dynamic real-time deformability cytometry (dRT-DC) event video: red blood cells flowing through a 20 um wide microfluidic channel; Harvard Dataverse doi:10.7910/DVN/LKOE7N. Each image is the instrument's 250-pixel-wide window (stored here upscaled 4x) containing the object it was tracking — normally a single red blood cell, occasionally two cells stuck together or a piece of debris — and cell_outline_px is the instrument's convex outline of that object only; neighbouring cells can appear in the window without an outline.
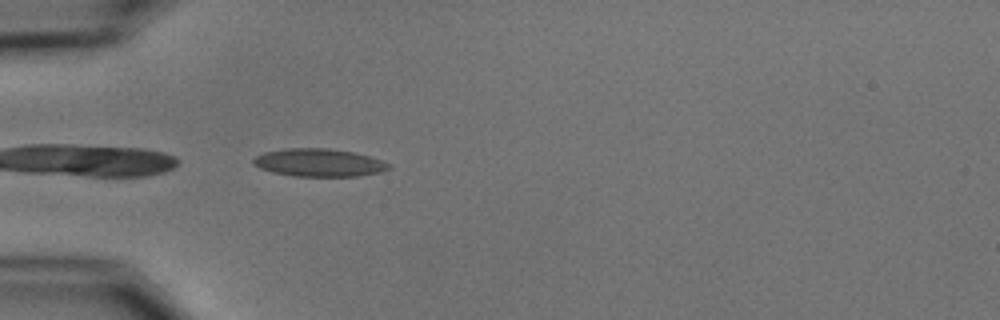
{"species": "common noctule bat (a hibernating species)", "species_latin": "Nyctalus noctula", "temperature_condition": "cold", "stored_images_in_passage": 5, "camera_frame_rate_fps": 3000, "um_per_image_px": 0.085, "animal": {"sex": "male", "body_mass_g": 15.6}, "frame": {"image": 1, "passage_image": 5, "time_ms": 5.0, "image_size_px": [1000, 320], "cell_outline_px": [[392, 168], [380, 172], [356, 176], [296, 176], [272, 172], [260, 168], [252, 164], [252, 160], [256, 156], [264, 152], [284, 148], [328, 148], [352, 152], [368, 156], [392, 164]], "centroid_in_image_um": [27.1, 13.82], "position_along_channel_um": 57.9, "area_um2": 21.96}}